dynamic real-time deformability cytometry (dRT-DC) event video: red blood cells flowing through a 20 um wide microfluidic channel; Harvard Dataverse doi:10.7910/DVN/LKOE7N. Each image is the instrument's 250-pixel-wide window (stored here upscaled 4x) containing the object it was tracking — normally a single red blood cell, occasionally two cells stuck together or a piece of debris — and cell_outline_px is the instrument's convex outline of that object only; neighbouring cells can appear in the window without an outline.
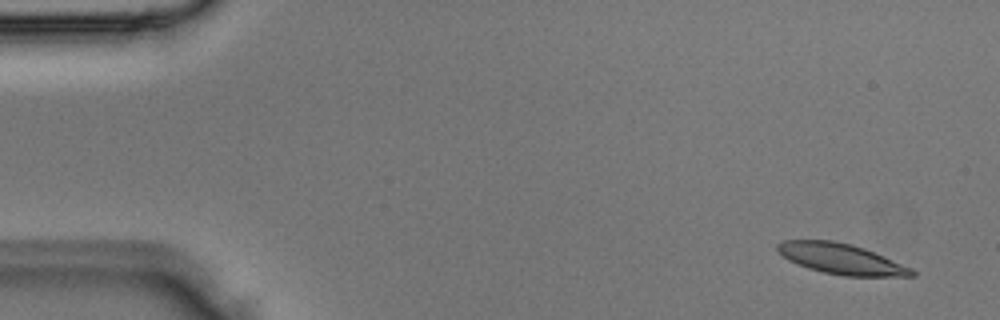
{"species": "Egyptian fruit bat (a non-hibernating species)", "species_latin": "Rousettus aegyptiacus", "temperature_condition": "room temperature", "stored_images_in_passage": 4, "camera_frame_rate_fps": 3000, "um_per_image_px": 0.085, "animal": {"sex": "male"}, "frame": {"image": 1, "passage_image": 1, "time_ms": 0.0, "image_size_px": [1000, 320], "cell_outline_px": [[916, 276], [844, 276], [824, 272], [808, 268], [796, 264], [788, 260], [776, 252], [776, 244], [784, 240], [832, 240], [852, 244], [864, 248], [884, 256], [912, 268], [916, 272]], "centroid_in_image_um": [71.47, 22.0], "position_along_channel_um": 13.5, "area_um2": 24.04}}
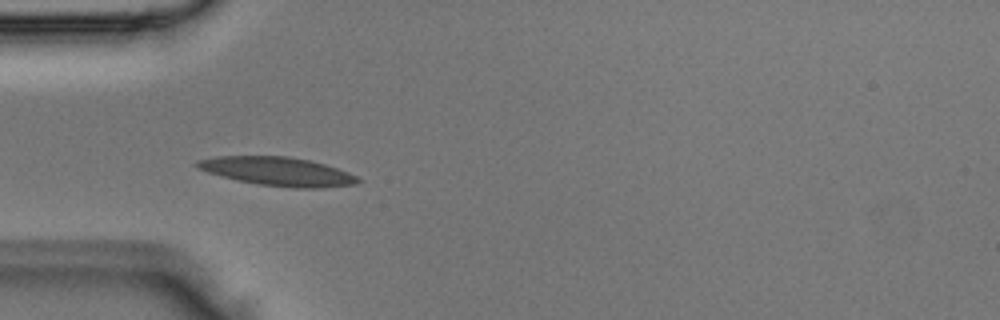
{"frame": {"image": 2, "passage_image": 4, "time_ms": 1.0, "image_size_px": [1000, 320], "cell_outline_px": [[360, 180], [356, 184], [324, 188], [292, 188], [260, 184], [220, 176], [208, 172], [200, 168], [196, 164], [196, 160], [216, 156], [288, 156], [308, 160], [324, 164], [348, 172], [356, 176]], "centroid_in_image_um": [23.62, 14.57], "position_along_channel_um": 61.4, "area_um2": 26.59}}